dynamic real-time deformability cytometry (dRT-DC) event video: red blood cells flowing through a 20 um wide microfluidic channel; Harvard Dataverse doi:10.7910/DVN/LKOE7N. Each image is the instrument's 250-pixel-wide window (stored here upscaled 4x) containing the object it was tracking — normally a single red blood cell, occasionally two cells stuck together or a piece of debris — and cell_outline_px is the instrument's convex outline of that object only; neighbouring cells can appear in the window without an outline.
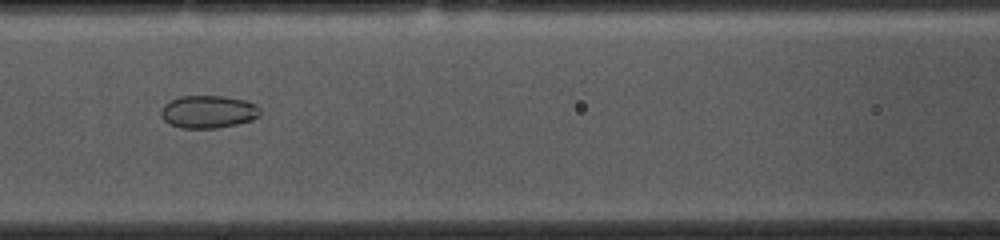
{"species": "common noctule bat (a hibernating species)", "species_latin": "Nyctalus noctula", "temperature_condition": "cold", "stored_images_in_passage": 53, "camera_frame_rate_fps": 3000, "um_per_image_px": 0.085, "animal": {"sex": "female", "body_mass_g": 10.0, "forearm_length_mm": 53.1}, "frame": {"image": 1, "passage_image": 22, "time_ms": 7.0, "image_size_px": [1000, 240], "cell_outline_px": [[260, 116], [252, 120], [236, 124], [216, 128], [180, 128], [164, 120], [160, 112], [164, 104], [180, 96], [224, 96], [244, 100], [256, 104], [260, 108]], "centroid_in_image_um": [17.72, 9.5], "position_along_channel_um": 148.9, "area_um2": 18.84}}
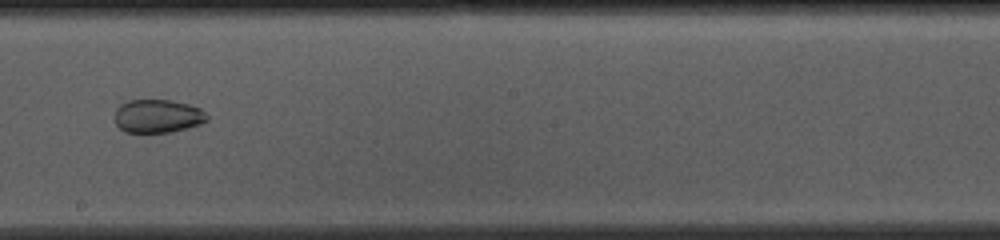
{"frame": {"image": 2, "passage_image": 29, "time_ms": 9.333, "image_size_px": [1000, 240], "cell_outline_px": [[208, 120], [200, 124], [168, 132], [124, 132], [116, 124], [116, 108], [120, 104], [128, 100], [168, 100], [188, 104], [200, 108], [208, 116]], "centroid_in_image_um": [13.39, 9.86], "position_along_channel_um": 234.8, "area_um2": 17.74}}
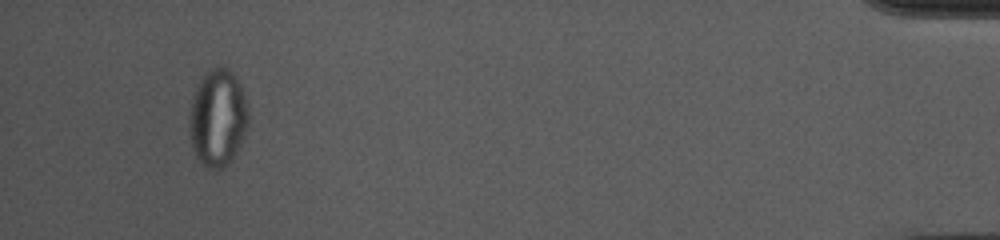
{"frame": {"image": 3, "passage_image": 50, "time_ms": 16.333, "image_size_px": [1000, 240], "cell_outline_px": [[248, 124], [240, 148], [232, 160], [228, 164], [220, 168], [208, 168], [200, 164], [192, 148], [188, 132], [188, 116], [192, 96], [196, 84], [212, 68], [220, 64], [228, 68], [236, 76], [240, 84], [248, 104]], "centroid_in_image_um": [18.49, 10.02], "position_along_channel_um": 416.7, "area_um2": 34.28}, "authors_computed_cell_mechanics": {"area_um2": 26.1256, "velocity_mm_per_s": 3.7016, "shape_relaxation_time_tau1_ms": null, "shape_relaxation_time_tau2_ms": 2.2573, "deformation_change_tau1": null, "deformation_change_tau2": 0.0399}}